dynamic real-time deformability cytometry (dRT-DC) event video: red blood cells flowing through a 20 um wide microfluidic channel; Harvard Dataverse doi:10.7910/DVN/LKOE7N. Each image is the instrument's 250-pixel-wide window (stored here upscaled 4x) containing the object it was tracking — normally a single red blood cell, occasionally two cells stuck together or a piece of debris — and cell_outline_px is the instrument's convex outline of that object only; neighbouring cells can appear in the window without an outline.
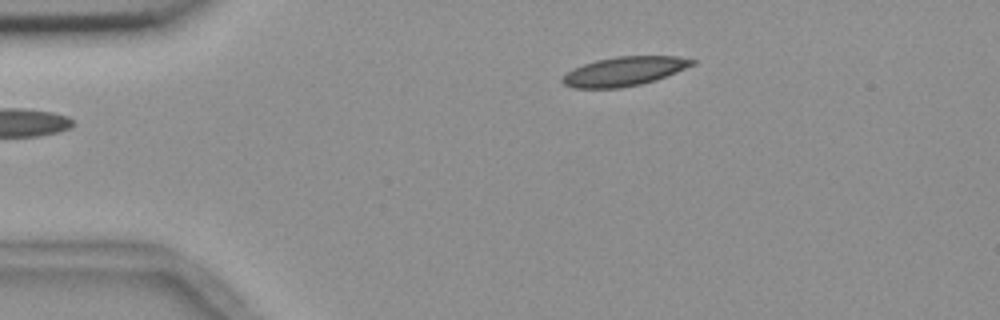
{"species": "common noctule bat (a hibernating species)", "species_latin": "Nyctalus noctula", "temperature_condition": "room temperature", "stored_images_in_passage": 38, "camera_frame_rate_fps": 3000, "um_per_image_px": 0.085, "animal": {"sex": "female", "body_mass_g": 18.4}, "frame": {"image": 1, "passage_image": 1, "time_ms": 0.0, "image_size_px": [1000, 320], "cell_outline_px": [[696, 64], [656, 80], [640, 84], [620, 88], [572, 88], [564, 84], [560, 80], [572, 68], [596, 60], [616, 56], [676, 56], [696, 60]], "centroid_in_image_um": [53.06, 6.06], "position_along_channel_um": 31.9, "area_um2": 22.02}}
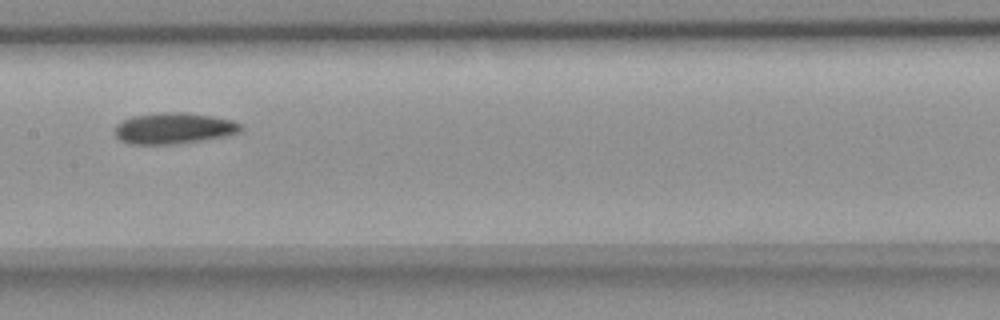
{"frame": {"image": 2, "passage_image": 18, "time_ms": 5.667, "image_size_px": [1000, 320], "cell_outline_px": [[244, 128], [240, 132], [224, 136], [200, 140], [172, 144], [128, 144], [120, 140], [112, 132], [116, 124], [132, 116], [164, 112], [184, 112], [212, 116], [232, 120], [240, 124]], "centroid_in_image_um": [14.73, 10.9], "position_along_channel_um": 192.7, "area_um2": 22.83}}
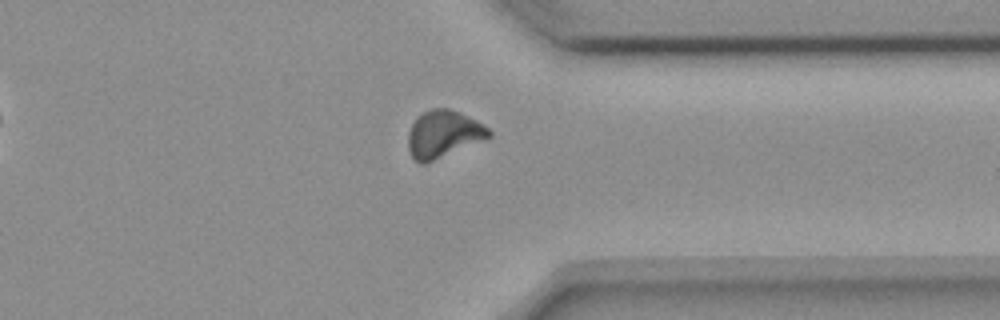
{"frame": {"image": 3, "passage_image": 33, "time_ms": 10.667, "image_size_px": [1000, 320], "cell_outline_px": [[492, 136], [424, 164], [420, 164], [412, 156], [408, 148], [408, 132], [416, 116], [432, 108], [448, 108], [460, 112], [484, 124], [492, 132]], "centroid_in_image_um": [37.67, 11.37], "position_along_channel_um": 373.7, "area_um2": 22.08}, "authors_computed_cell_mechanics": {"area_um2": 22.2819, "velocity_mm_per_s": 3.6727, "shape_relaxation_time_tau1_ms": 10.5161, "shape_relaxation_time_tau2_ms": null, "deformation_change_tau1": 0.1685, "deformation_change_tau2": null}}